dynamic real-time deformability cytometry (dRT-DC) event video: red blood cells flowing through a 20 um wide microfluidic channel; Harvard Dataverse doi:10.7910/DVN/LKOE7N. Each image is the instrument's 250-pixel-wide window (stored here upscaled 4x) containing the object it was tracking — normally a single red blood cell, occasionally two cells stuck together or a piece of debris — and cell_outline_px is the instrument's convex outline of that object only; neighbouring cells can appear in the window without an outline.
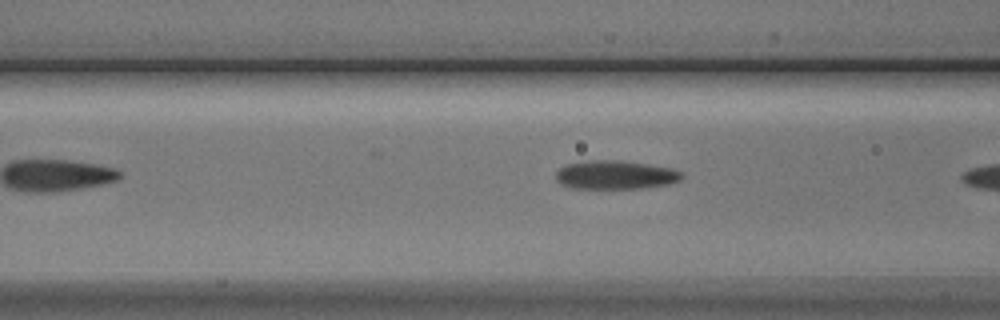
{"species": "Egyptian fruit bat (a non-hibernating species)", "species_latin": "Rousettus aegyptiacus", "temperature_condition": "cold", "stored_images_in_passage": 7, "camera_frame_rate_fps": 3000, "um_per_image_px": 0.085, "animal": {"sex": "male"}, "frame": {"image": 1, "passage_image": 6, "time_ms": 6.0, "image_size_px": [1000, 320], "cell_outline_px": [[684, 176], [680, 180], [668, 184], [640, 188], [572, 188], [560, 184], [556, 180], [556, 172], [564, 164], [588, 160], [620, 160], [648, 164], [672, 168], [684, 172]], "centroid_in_image_um": [52.31, 14.85], "position_along_channel_um": 114.3, "area_um2": 21.21}}